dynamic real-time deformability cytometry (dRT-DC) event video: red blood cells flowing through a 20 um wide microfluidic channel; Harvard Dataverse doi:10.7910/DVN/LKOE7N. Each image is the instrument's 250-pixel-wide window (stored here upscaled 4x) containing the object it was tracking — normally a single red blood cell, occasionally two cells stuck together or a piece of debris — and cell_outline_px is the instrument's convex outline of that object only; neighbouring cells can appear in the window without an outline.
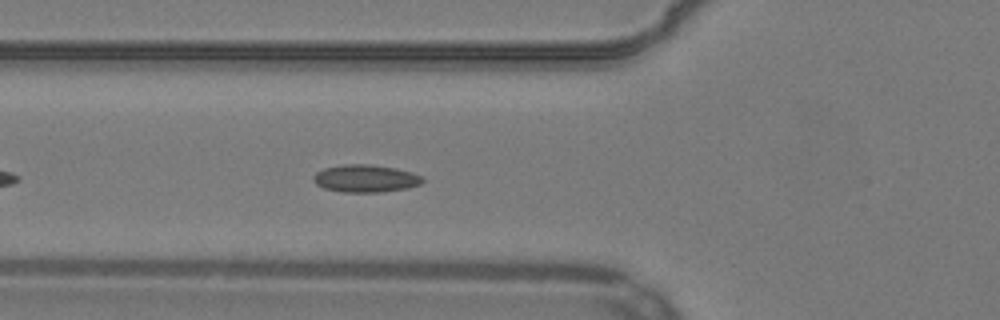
{"species": "common noctule bat (a hibernating species)", "species_latin": "Nyctalus noctula", "temperature_condition": "warm", "stored_images_in_passage": 35, "camera_frame_rate_fps": 3000, "um_per_image_px": 0.085, "animal": {"sex": "male", "body_mass_g": 19.2, "forearm_length_mm": 51.8}, "frame": {"image": 1, "passage_image": 8, "time_ms": 2.333, "image_size_px": [1000, 320], "cell_outline_px": [[424, 180], [420, 184], [408, 188], [380, 192], [344, 192], [324, 188], [316, 184], [312, 180], [312, 176], [316, 172], [324, 168], [340, 164], [368, 164], [396, 168], [412, 172], [420, 176]], "centroid_in_image_um": [31.04, 15.16], "position_along_channel_um": 94.8, "area_um2": 17.57}}
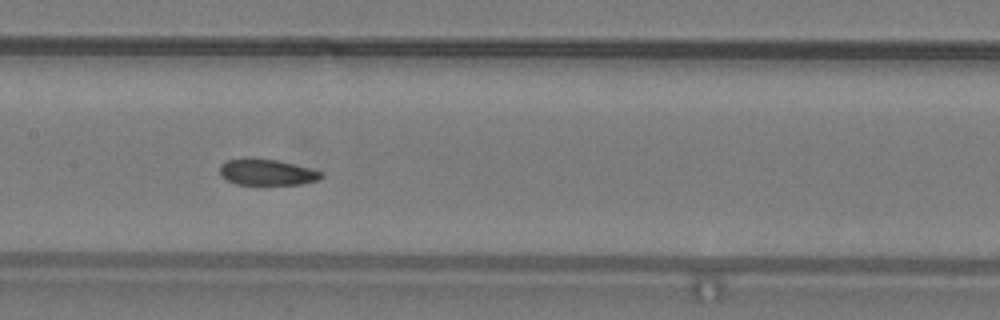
{"frame": {"image": 2, "passage_image": 15, "time_ms": 4.667, "image_size_px": [1000, 320], "cell_outline_px": [[324, 176], [316, 180], [300, 184], [236, 184], [220, 176], [220, 164], [228, 160], [244, 156], [252, 156], [276, 160], [324, 172]], "centroid_in_image_um": [22.63, 14.6], "position_along_channel_um": 184.8, "area_um2": 15.61}}
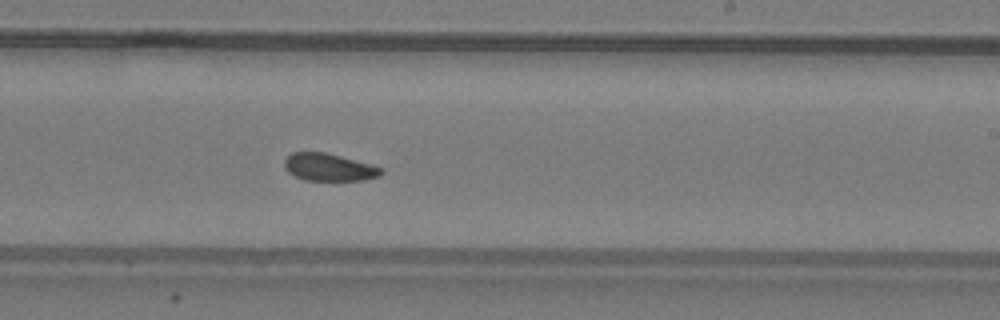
{"frame": {"image": 3, "passage_image": 21, "time_ms": 6.667, "image_size_px": [1000, 320], "cell_outline_px": [[384, 172], [380, 176], [364, 180], [304, 180], [288, 172], [284, 168], [284, 160], [292, 152], [324, 152], [372, 164], [384, 168]], "centroid_in_image_um": [27.99, 14.22], "position_along_channel_um": 261.0, "area_um2": 15.55}, "authors_computed_cell_mechanics": {"area_um2": 16.2996, "velocity_mm_per_s": 3.8333, "shape_relaxation_time_tau1_ms": null, "shape_relaxation_time_tau2_ms": 2.6477, "deformation_change_tau1": null, "deformation_change_tau2": 0.0767}}